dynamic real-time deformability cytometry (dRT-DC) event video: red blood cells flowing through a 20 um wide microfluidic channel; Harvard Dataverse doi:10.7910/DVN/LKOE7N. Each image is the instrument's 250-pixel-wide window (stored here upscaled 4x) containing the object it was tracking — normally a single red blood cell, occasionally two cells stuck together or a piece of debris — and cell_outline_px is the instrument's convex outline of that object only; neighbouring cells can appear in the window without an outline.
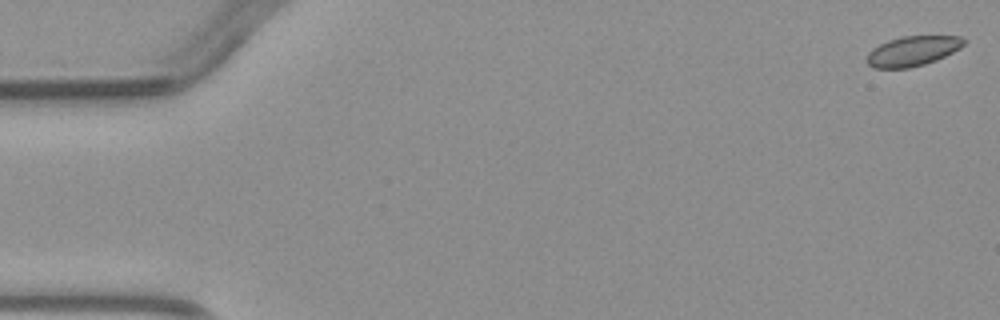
{"species": "common noctule bat (a hibernating species)", "species_latin": "Nyctalus noctula", "temperature_condition": "warm", "stored_images_in_passage": 4, "camera_frame_rate_fps": 3000, "um_per_image_px": 0.085, "animal": {"sex": "male", "body_mass_g": 23.1, "forearm_length_mm": 52.7}, "frame": {"image": 1, "passage_image": 1, "time_ms": 0.0, "image_size_px": [1000, 320], "cell_outline_px": [[968, 40], [960, 48], [936, 60], [924, 64], [908, 68], [872, 68], [864, 60], [868, 52], [872, 48], [888, 40], [900, 36], [960, 36]], "centroid_in_image_um": [77.54, 4.33], "position_along_channel_um": 7.5, "area_um2": 17.05}}
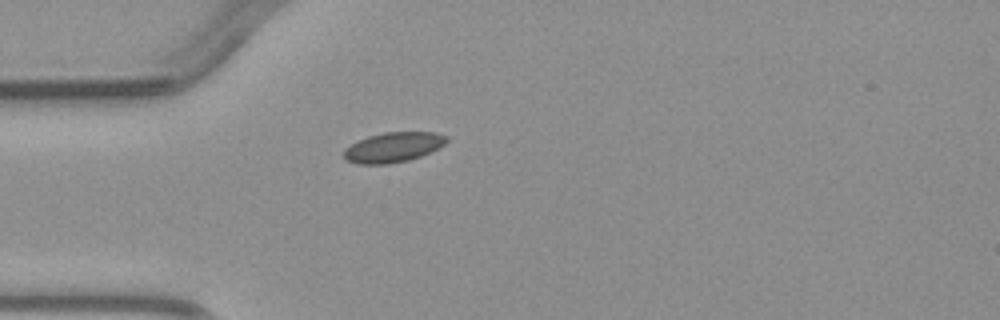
{"frame": {"image": 2, "passage_image": 4, "time_ms": 4.333, "image_size_px": [1000, 320], "cell_outline_px": [[448, 140], [444, 144], [420, 156], [408, 160], [388, 164], [360, 164], [344, 160], [340, 156], [344, 148], [368, 136], [384, 132], [436, 132], [448, 136]], "centroid_in_image_um": [33.36, 12.52], "position_along_channel_um": 51.6, "area_um2": 17.98}}